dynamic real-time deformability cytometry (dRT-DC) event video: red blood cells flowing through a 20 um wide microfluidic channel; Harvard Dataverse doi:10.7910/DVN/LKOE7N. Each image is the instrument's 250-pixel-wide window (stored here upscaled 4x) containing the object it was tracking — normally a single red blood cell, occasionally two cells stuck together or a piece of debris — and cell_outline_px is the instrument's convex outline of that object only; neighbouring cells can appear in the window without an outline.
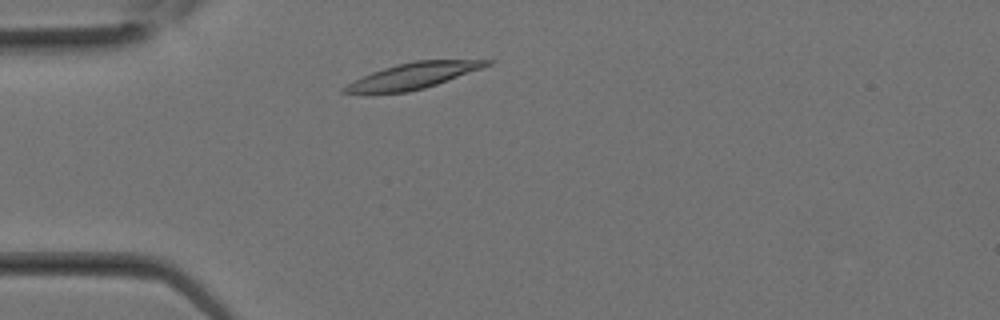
{"species": "Egyptian fruit bat (a non-hibernating species)", "species_latin": "Rousettus aegyptiacus", "temperature_condition": "room temperature", "stored_images_in_passage": 9, "camera_frame_rate_fps": 3000, "um_per_image_px": 0.085, "animal": {"sex": "female"}, "frame": {"image": 1, "passage_image": 3, "time_ms": 0.667, "image_size_px": [1000, 320], "cell_outline_px": [[496, 60], [492, 64], [436, 84], [424, 88], [408, 92], [340, 92], [340, 88], [372, 72], [396, 64], [416, 60]], "centroid_in_image_um": [35.14, 6.42], "position_along_channel_um": 49.9, "area_um2": 20.87}}
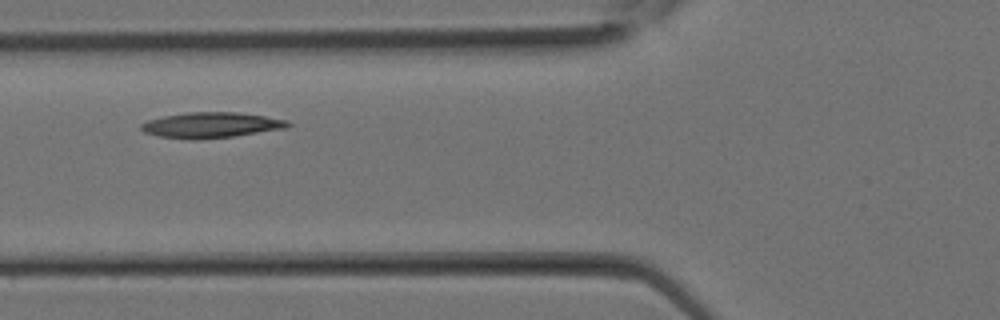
{"frame": {"image": 2, "passage_image": 6, "time_ms": 1.667, "image_size_px": [1000, 320], "cell_outline_px": [[292, 124], [288, 128], [232, 136], [196, 140], [188, 140], [160, 136], [144, 132], [140, 128], [140, 124], [148, 120], [164, 116], [188, 112], [240, 112], [288, 120]], "centroid_in_image_um": [17.96, 10.63], "position_along_channel_um": 107.8, "area_um2": 21.91}}
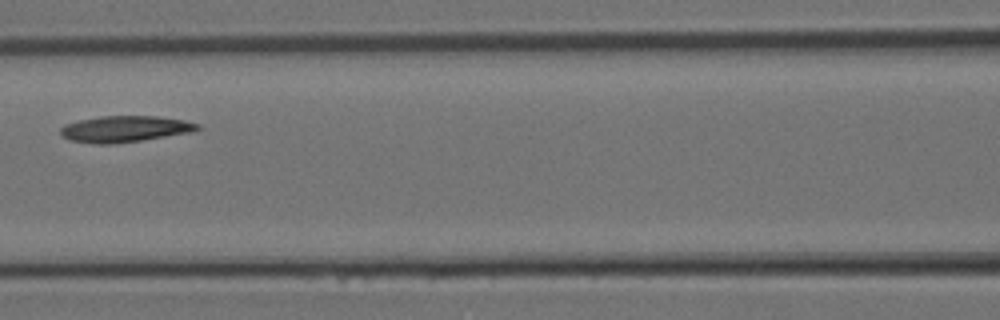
{"frame": {"image": 3, "passage_image": 8, "time_ms": 2.333, "image_size_px": [1000, 320], "cell_outline_px": [[200, 128], [192, 132], [140, 140], [112, 144], [92, 144], [68, 140], [60, 132], [60, 128], [64, 124], [80, 120], [100, 116], [156, 116], [184, 120], [200, 124]], "centroid_in_image_um": [10.59, 10.96], "position_along_channel_um": 156.0, "area_um2": 20.92}}